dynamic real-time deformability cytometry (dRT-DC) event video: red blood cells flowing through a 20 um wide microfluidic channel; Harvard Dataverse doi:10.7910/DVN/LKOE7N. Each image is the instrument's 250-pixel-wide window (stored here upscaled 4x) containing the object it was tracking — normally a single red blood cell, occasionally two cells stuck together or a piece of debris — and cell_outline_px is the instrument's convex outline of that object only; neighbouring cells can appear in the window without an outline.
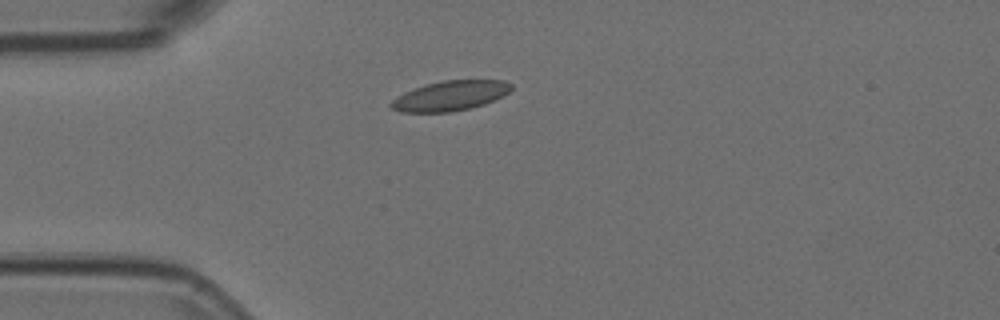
{"species": "Egyptian fruit bat (a non-hibernating species)", "species_latin": "Rousettus aegyptiacus", "temperature_condition": "room temperature", "stored_images_in_passage": 3, "camera_frame_rate_fps": 3000, "um_per_image_px": 0.085, "animal": {"sex": "female"}, "frame": {"image": 1, "passage_image": 3, "time_ms": 0.667, "image_size_px": [1000, 320], "cell_outline_px": [[512, 88], [504, 96], [484, 104], [468, 108], [448, 112], [400, 112], [392, 108], [388, 104], [396, 96], [404, 92], [424, 84], [444, 80], [504, 80], [512, 84]], "centroid_in_image_um": [38.25, 8.13], "position_along_channel_um": 46.8, "area_um2": 20.98}}